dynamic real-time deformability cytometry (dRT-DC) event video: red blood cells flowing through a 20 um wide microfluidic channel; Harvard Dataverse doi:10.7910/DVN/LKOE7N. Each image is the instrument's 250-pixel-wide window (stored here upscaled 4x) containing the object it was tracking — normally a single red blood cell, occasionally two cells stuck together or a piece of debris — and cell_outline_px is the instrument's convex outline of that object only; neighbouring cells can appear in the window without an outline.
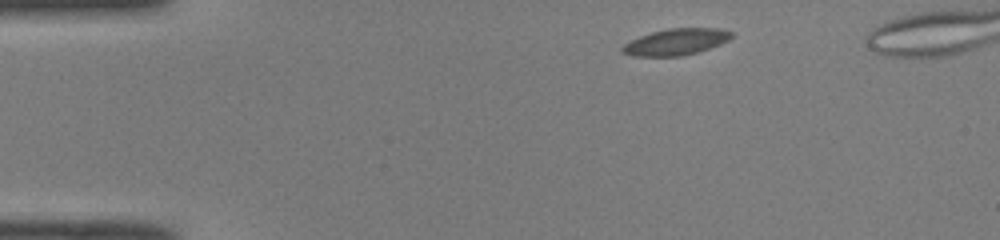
{"species": "common noctule bat (a hibernating species)", "species_latin": "Nyctalus noctula", "temperature_condition": "room temperature", "stored_images_in_passage": 40, "segment_of_instrument_passage": [1, 2], "camera_frame_rate_fps": 3000, "um_per_image_px": 0.085, "animal": {"sex": "male", "body_mass_g": 19.0, "forearm_length_mm": 50.8}, "frame": {"image": 1, "passage_image": 1, "time_ms": 0.0, "image_size_px": [1000, 240], "cell_outline_px": [[732, 36], [728, 40], [720, 44], [696, 52], [680, 56], [632, 56], [620, 52], [620, 48], [624, 44], [640, 36], [652, 32], [668, 28], [720, 28], [732, 32]], "centroid_in_image_um": [57.42, 3.56], "position_along_channel_um": 27.6, "area_um2": 16.7}}
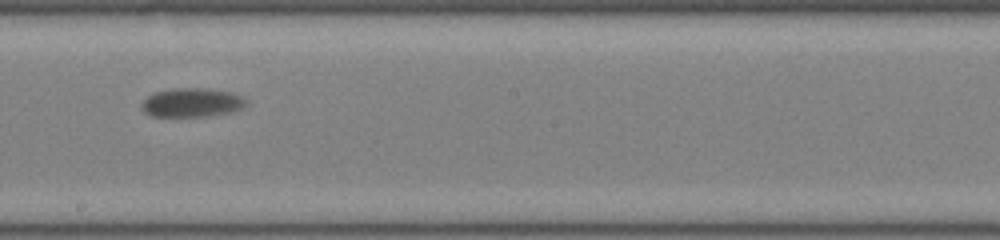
{"frame": {"image": 2, "passage_image": 22, "time_ms": 7.0, "image_size_px": [1000, 240], "cell_outline_px": [[248, 100], [240, 108], [232, 112], [208, 116], [152, 116], [144, 112], [140, 108], [140, 104], [148, 96], [156, 92], [172, 88], [208, 88], [232, 92]], "centroid_in_image_um": [16.29, 8.71], "position_along_channel_um": 231.9, "area_um2": 17.63}}
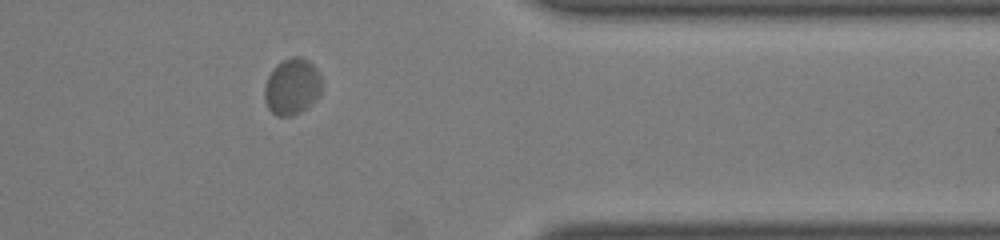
{"frame": {"image": 3, "passage_image": 35, "time_ms": 11.333, "image_size_px": [1000, 240], "cell_outline_px": [[324, 84], [320, 92], [300, 112], [292, 116], [276, 116], [268, 108], [264, 100], [264, 84], [268, 76], [276, 64], [292, 56], [300, 56], [308, 60], [320, 72]], "centroid_in_image_um": [24.81, 7.33], "position_along_channel_um": 386.6, "area_um2": 18.9}}